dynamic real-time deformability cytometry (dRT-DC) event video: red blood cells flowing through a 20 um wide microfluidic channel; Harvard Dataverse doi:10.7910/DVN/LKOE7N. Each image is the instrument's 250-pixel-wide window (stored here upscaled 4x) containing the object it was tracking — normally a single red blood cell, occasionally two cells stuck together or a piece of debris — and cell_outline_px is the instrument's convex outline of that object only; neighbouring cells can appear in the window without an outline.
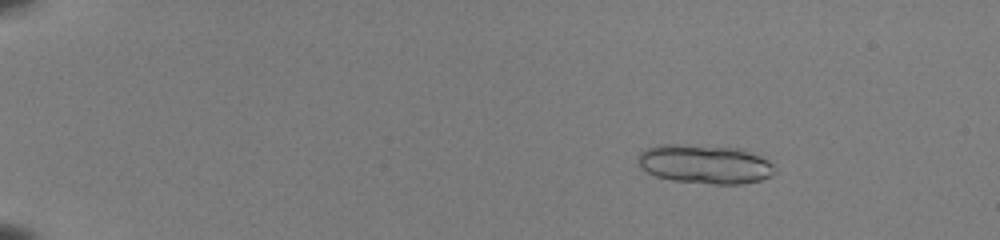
{"species": "common noctule bat (a hibernating species)", "species_latin": "Nyctalus noctula", "temperature_condition": "room temperature", "stored_images_in_passage": 30, "camera_frame_rate_fps": 3000, "um_per_image_px": 0.085, "animal": {"sex": "female", "body_mass_g": 22.0, "forearm_length_mm": 56.7}, "frame": {"image": 1, "passage_image": 9, "time_ms": 2.667, "image_size_px": [1000, 240], "cell_outline_px": [[776, 172], [772, 176], [760, 180], [740, 184], [712, 184], [672, 180], [656, 176], [640, 168], [636, 160], [640, 152], [648, 148], [660, 144], [676, 144], [744, 148], [768, 160], [776, 168]], "centroid_in_image_um": [59.93, 13.95], "position_along_channel_um": 25.1, "area_um2": 31.39}}